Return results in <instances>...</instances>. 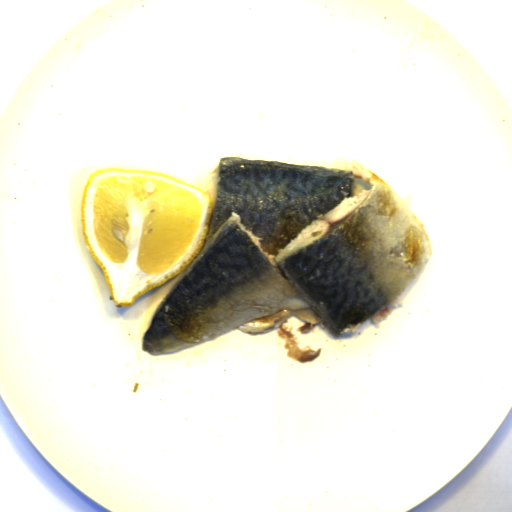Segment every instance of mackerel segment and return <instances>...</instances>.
Wrapping results in <instances>:
<instances>
[{
	"label": "mackerel segment",
	"mask_w": 512,
	"mask_h": 512,
	"mask_svg": "<svg viewBox=\"0 0 512 512\" xmlns=\"http://www.w3.org/2000/svg\"><path fill=\"white\" fill-rule=\"evenodd\" d=\"M212 217L196 258L142 335L179 352L237 327L268 333L290 316L335 337L379 323L432 257L427 231L380 176L222 156L208 177Z\"/></svg>",
	"instance_id": "14911b7f"
}]
</instances>
